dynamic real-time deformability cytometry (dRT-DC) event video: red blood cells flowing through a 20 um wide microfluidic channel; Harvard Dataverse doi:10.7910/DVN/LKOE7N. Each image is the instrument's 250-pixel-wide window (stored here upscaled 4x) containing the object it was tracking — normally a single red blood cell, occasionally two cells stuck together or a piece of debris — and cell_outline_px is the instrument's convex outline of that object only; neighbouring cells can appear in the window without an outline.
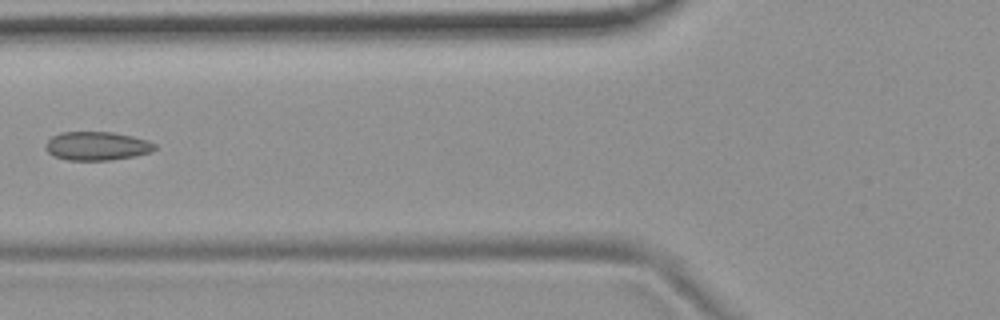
{"species": "common noctule bat (a hibernating species)", "species_latin": "Nyctalus noctula", "temperature_condition": "room temperature", "stored_images_in_passage": 7, "camera_frame_rate_fps": 3000, "um_per_image_px": 0.085, "animal": {"sex": "female", "body_mass_g": 19.9}, "frame": {"image": 1, "passage_image": 6, "time_ms": 1.667, "image_size_px": [1000, 320], "cell_outline_px": [[156, 148], [152, 152], [136, 156], [112, 160], [68, 160], [52, 156], [44, 148], [44, 144], [52, 136], [60, 132], [112, 132], [132, 136], [148, 140], [156, 144]], "centroid_in_image_um": [8.23, 12.41], "position_along_channel_um": 117.6, "area_um2": 18.5}}
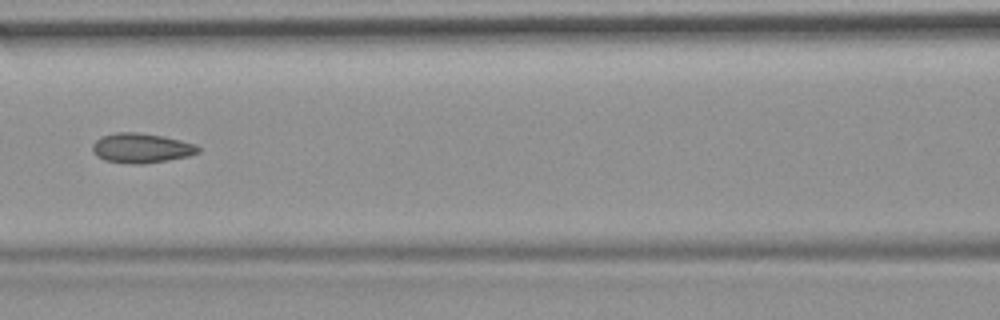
{"frame": {"image": 2, "passage_image": 7, "time_ms": 2.0, "image_size_px": [1000, 320], "cell_outline_px": [[200, 152], [188, 156], [168, 160], [144, 164], [132, 164], [104, 160], [96, 156], [92, 152], [92, 144], [100, 136], [116, 132], [136, 132], [160, 136], [180, 140], [196, 144], [200, 148]], "centroid_in_image_um": [11.98, 12.59], "position_along_channel_um": 154.6, "area_um2": 18.38}}